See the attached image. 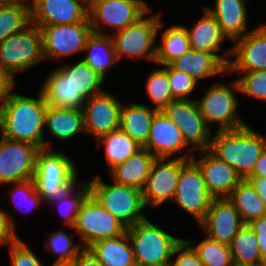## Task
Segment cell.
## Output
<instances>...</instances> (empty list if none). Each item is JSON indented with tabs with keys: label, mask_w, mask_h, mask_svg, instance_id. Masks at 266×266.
<instances>
[{
	"label": "cell",
	"mask_w": 266,
	"mask_h": 266,
	"mask_svg": "<svg viewBox=\"0 0 266 266\" xmlns=\"http://www.w3.org/2000/svg\"><path fill=\"white\" fill-rule=\"evenodd\" d=\"M46 106L41 91L34 99L11 90L0 112V136L50 149L43 133Z\"/></svg>",
	"instance_id": "6da1fadb"
},
{
	"label": "cell",
	"mask_w": 266,
	"mask_h": 266,
	"mask_svg": "<svg viewBox=\"0 0 266 266\" xmlns=\"http://www.w3.org/2000/svg\"><path fill=\"white\" fill-rule=\"evenodd\" d=\"M214 134L209 150L232 166L242 179H246L266 148V136L247 124L236 130L216 131Z\"/></svg>",
	"instance_id": "7a4b0ae2"
},
{
	"label": "cell",
	"mask_w": 266,
	"mask_h": 266,
	"mask_svg": "<svg viewBox=\"0 0 266 266\" xmlns=\"http://www.w3.org/2000/svg\"><path fill=\"white\" fill-rule=\"evenodd\" d=\"M77 172L75 163L66 154L51 148L40 149L33 177L36 191L44 202H50L78 182Z\"/></svg>",
	"instance_id": "3957f363"
},
{
	"label": "cell",
	"mask_w": 266,
	"mask_h": 266,
	"mask_svg": "<svg viewBox=\"0 0 266 266\" xmlns=\"http://www.w3.org/2000/svg\"><path fill=\"white\" fill-rule=\"evenodd\" d=\"M126 232L136 266H169L174 249L182 241L154 225L148 217L128 227Z\"/></svg>",
	"instance_id": "277c9868"
},
{
	"label": "cell",
	"mask_w": 266,
	"mask_h": 266,
	"mask_svg": "<svg viewBox=\"0 0 266 266\" xmlns=\"http://www.w3.org/2000/svg\"><path fill=\"white\" fill-rule=\"evenodd\" d=\"M87 183L94 200L127 228L147 218L141 190L115 182L106 184L100 176Z\"/></svg>",
	"instance_id": "5b68a950"
},
{
	"label": "cell",
	"mask_w": 266,
	"mask_h": 266,
	"mask_svg": "<svg viewBox=\"0 0 266 266\" xmlns=\"http://www.w3.org/2000/svg\"><path fill=\"white\" fill-rule=\"evenodd\" d=\"M43 61L42 36L37 25L31 23L24 30L11 34L0 42V72L13 81L15 73Z\"/></svg>",
	"instance_id": "8992f818"
},
{
	"label": "cell",
	"mask_w": 266,
	"mask_h": 266,
	"mask_svg": "<svg viewBox=\"0 0 266 266\" xmlns=\"http://www.w3.org/2000/svg\"><path fill=\"white\" fill-rule=\"evenodd\" d=\"M232 81L230 88L224 83L215 82L205 90L200 100L195 99L208 127L210 128L209 123H219L218 132L236 130L246 125L237 111L239 101L235 96V91L239 92V85L236 79Z\"/></svg>",
	"instance_id": "52a82bcc"
},
{
	"label": "cell",
	"mask_w": 266,
	"mask_h": 266,
	"mask_svg": "<svg viewBox=\"0 0 266 266\" xmlns=\"http://www.w3.org/2000/svg\"><path fill=\"white\" fill-rule=\"evenodd\" d=\"M161 13L147 18L143 15L134 24L110 35L118 62L124 56L128 58L144 57L155 62V42L164 24L160 18Z\"/></svg>",
	"instance_id": "ba28073f"
},
{
	"label": "cell",
	"mask_w": 266,
	"mask_h": 266,
	"mask_svg": "<svg viewBox=\"0 0 266 266\" xmlns=\"http://www.w3.org/2000/svg\"><path fill=\"white\" fill-rule=\"evenodd\" d=\"M74 230L82 240V246L88 248L99 240L125 233L127 227L89 195L80 207Z\"/></svg>",
	"instance_id": "9c48e42d"
},
{
	"label": "cell",
	"mask_w": 266,
	"mask_h": 266,
	"mask_svg": "<svg viewBox=\"0 0 266 266\" xmlns=\"http://www.w3.org/2000/svg\"><path fill=\"white\" fill-rule=\"evenodd\" d=\"M151 11L143 0H94L88 10V18L93 33L105 35L100 22L118 32Z\"/></svg>",
	"instance_id": "30bf717a"
},
{
	"label": "cell",
	"mask_w": 266,
	"mask_h": 266,
	"mask_svg": "<svg viewBox=\"0 0 266 266\" xmlns=\"http://www.w3.org/2000/svg\"><path fill=\"white\" fill-rule=\"evenodd\" d=\"M193 156V154L187 153L171 160L156 158L141 190L145 207L150 204L158 207L166 200L172 201L182 167Z\"/></svg>",
	"instance_id": "8fae6325"
},
{
	"label": "cell",
	"mask_w": 266,
	"mask_h": 266,
	"mask_svg": "<svg viewBox=\"0 0 266 266\" xmlns=\"http://www.w3.org/2000/svg\"><path fill=\"white\" fill-rule=\"evenodd\" d=\"M182 132L184 141L191 150L204 151L210 149L212 133L199 111L197 102L192 100H174L162 110Z\"/></svg>",
	"instance_id": "7c38bea8"
},
{
	"label": "cell",
	"mask_w": 266,
	"mask_h": 266,
	"mask_svg": "<svg viewBox=\"0 0 266 266\" xmlns=\"http://www.w3.org/2000/svg\"><path fill=\"white\" fill-rule=\"evenodd\" d=\"M42 36L43 56L59 59L82 52L93 33L90 22L38 26Z\"/></svg>",
	"instance_id": "4fadbf2b"
},
{
	"label": "cell",
	"mask_w": 266,
	"mask_h": 266,
	"mask_svg": "<svg viewBox=\"0 0 266 266\" xmlns=\"http://www.w3.org/2000/svg\"><path fill=\"white\" fill-rule=\"evenodd\" d=\"M212 200L200 168L192 159L188 160L182 167L172 202L194 216L199 224Z\"/></svg>",
	"instance_id": "5bb4252c"
},
{
	"label": "cell",
	"mask_w": 266,
	"mask_h": 266,
	"mask_svg": "<svg viewBox=\"0 0 266 266\" xmlns=\"http://www.w3.org/2000/svg\"><path fill=\"white\" fill-rule=\"evenodd\" d=\"M0 137V184L33 179L40 149L26 142Z\"/></svg>",
	"instance_id": "9a60e30c"
},
{
	"label": "cell",
	"mask_w": 266,
	"mask_h": 266,
	"mask_svg": "<svg viewBox=\"0 0 266 266\" xmlns=\"http://www.w3.org/2000/svg\"><path fill=\"white\" fill-rule=\"evenodd\" d=\"M117 95L101 92L86 99L82 108L85 133L95 141L103 135L119 129L122 102Z\"/></svg>",
	"instance_id": "2e32d148"
},
{
	"label": "cell",
	"mask_w": 266,
	"mask_h": 266,
	"mask_svg": "<svg viewBox=\"0 0 266 266\" xmlns=\"http://www.w3.org/2000/svg\"><path fill=\"white\" fill-rule=\"evenodd\" d=\"M228 72H252L266 70V24L248 31L243 37L234 41Z\"/></svg>",
	"instance_id": "e0dca14e"
},
{
	"label": "cell",
	"mask_w": 266,
	"mask_h": 266,
	"mask_svg": "<svg viewBox=\"0 0 266 266\" xmlns=\"http://www.w3.org/2000/svg\"><path fill=\"white\" fill-rule=\"evenodd\" d=\"M200 159L196 156L192 160L200 168L206 188L213 199L228 198L233 189L243 180L237 171L216 157L209 149L198 151Z\"/></svg>",
	"instance_id": "ac0fdd59"
},
{
	"label": "cell",
	"mask_w": 266,
	"mask_h": 266,
	"mask_svg": "<svg viewBox=\"0 0 266 266\" xmlns=\"http://www.w3.org/2000/svg\"><path fill=\"white\" fill-rule=\"evenodd\" d=\"M199 224L207 237L229 245L245 223L234 205L227 198H221L211 201Z\"/></svg>",
	"instance_id": "d6986e66"
},
{
	"label": "cell",
	"mask_w": 266,
	"mask_h": 266,
	"mask_svg": "<svg viewBox=\"0 0 266 266\" xmlns=\"http://www.w3.org/2000/svg\"><path fill=\"white\" fill-rule=\"evenodd\" d=\"M31 23L37 26L90 22L88 8L77 0H30Z\"/></svg>",
	"instance_id": "ffe728a7"
},
{
	"label": "cell",
	"mask_w": 266,
	"mask_h": 266,
	"mask_svg": "<svg viewBox=\"0 0 266 266\" xmlns=\"http://www.w3.org/2000/svg\"><path fill=\"white\" fill-rule=\"evenodd\" d=\"M228 55H232V47L223 55L190 49L168 65L173 69L186 73L199 84V80L204 78L214 77L222 73L225 75L228 72V64L231 60L230 57H225Z\"/></svg>",
	"instance_id": "44dd1931"
},
{
	"label": "cell",
	"mask_w": 266,
	"mask_h": 266,
	"mask_svg": "<svg viewBox=\"0 0 266 266\" xmlns=\"http://www.w3.org/2000/svg\"><path fill=\"white\" fill-rule=\"evenodd\" d=\"M187 147L179 127L162 110L157 111L143 148L149 150L156 158L169 159L172 154L179 153Z\"/></svg>",
	"instance_id": "7402d4cb"
},
{
	"label": "cell",
	"mask_w": 266,
	"mask_h": 266,
	"mask_svg": "<svg viewBox=\"0 0 266 266\" xmlns=\"http://www.w3.org/2000/svg\"><path fill=\"white\" fill-rule=\"evenodd\" d=\"M40 91L49 106L82 109L85 105L86 98L76 90L70 74H66L60 67L48 75Z\"/></svg>",
	"instance_id": "603a6c76"
},
{
	"label": "cell",
	"mask_w": 266,
	"mask_h": 266,
	"mask_svg": "<svg viewBox=\"0 0 266 266\" xmlns=\"http://www.w3.org/2000/svg\"><path fill=\"white\" fill-rule=\"evenodd\" d=\"M245 2V0H215L213 7H205L215 17L228 40L235 41L248 33V12Z\"/></svg>",
	"instance_id": "cb8c5ba5"
},
{
	"label": "cell",
	"mask_w": 266,
	"mask_h": 266,
	"mask_svg": "<svg viewBox=\"0 0 266 266\" xmlns=\"http://www.w3.org/2000/svg\"><path fill=\"white\" fill-rule=\"evenodd\" d=\"M155 160L156 157L142 147L124 162L110 169L112 180L117 184L142 190Z\"/></svg>",
	"instance_id": "d4e9b609"
},
{
	"label": "cell",
	"mask_w": 266,
	"mask_h": 266,
	"mask_svg": "<svg viewBox=\"0 0 266 266\" xmlns=\"http://www.w3.org/2000/svg\"><path fill=\"white\" fill-rule=\"evenodd\" d=\"M156 110L144 104H123L120 110L119 129L142 147L146 144Z\"/></svg>",
	"instance_id": "484cf974"
},
{
	"label": "cell",
	"mask_w": 266,
	"mask_h": 266,
	"mask_svg": "<svg viewBox=\"0 0 266 266\" xmlns=\"http://www.w3.org/2000/svg\"><path fill=\"white\" fill-rule=\"evenodd\" d=\"M127 232L114 237L99 240L88 249L102 266H136L134 252Z\"/></svg>",
	"instance_id": "4316f807"
},
{
	"label": "cell",
	"mask_w": 266,
	"mask_h": 266,
	"mask_svg": "<svg viewBox=\"0 0 266 266\" xmlns=\"http://www.w3.org/2000/svg\"><path fill=\"white\" fill-rule=\"evenodd\" d=\"M44 126L60 141H66L85 132L82 109L46 106Z\"/></svg>",
	"instance_id": "83f0119b"
},
{
	"label": "cell",
	"mask_w": 266,
	"mask_h": 266,
	"mask_svg": "<svg viewBox=\"0 0 266 266\" xmlns=\"http://www.w3.org/2000/svg\"><path fill=\"white\" fill-rule=\"evenodd\" d=\"M203 10V17L197 20V23L190 29L186 27L191 49L217 54L220 52L221 43L228 37L205 6H203Z\"/></svg>",
	"instance_id": "f1b7e54d"
},
{
	"label": "cell",
	"mask_w": 266,
	"mask_h": 266,
	"mask_svg": "<svg viewBox=\"0 0 266 266\" xmlns=\"http://www.w3.org/2000/svg\"><path fill=\"white\" fill-rule=\"evenodd\" d=\"M84 51L88 53L82 60L104 79H106V70L118 63L110 34L92 33L86 42Z\"/></svg>",
	"instance_id": "f546056e"
},
{
	"label": "cell",
	"mask_w": 266,
	"mask_h": 266,
	"mask_svg": "<svg viewBox=\"0 0 266 266\" xmlns=\"http://www.w3.org/2000/svg\"><path fill=\"white\" fill-rule=\"evenodd\" d=\"M239 212L242 221L249 224L252 220L266 216V205L252 183L243 179L227 198Z\"/></svg>",
	"instance_id": "4dcf8cb0"
},
{
	"label": "cell",
	"mask_w": 266,
	"mask_h": 266,
	"mask_svg": "<svg viewBox=\"0 0 266 266\" xmlns=\"http://www.w3.org/2000/svg\"><path fill=\"white\" fill-rule=\"evenodd\" d=\"M30 0H0V42L31 24Z\"/></svg>",
	"instance_id": "1f68e13d"
},
{
	"label": "cell",
	"mask_w": 266,
	"mask_h": 266,
	"mask_svg": "<svg viewBox=\"0 0 266 266\" xmlns=\"http://www.w3.org/2000/svg\"><path fill=\"white\" fill-rule=\"evenodd\" d=\"M163 31L162 45H156L155 63L165 66L188 52L191 45L186 26L173 25Z\"/></svg>",
	"instance_id": "d6a6232c"
},
{
	"label": "cell",
	"mask_w": 266,
	"mask_h": 266,
	"mask_svg": "<svg viewBox=\"0 0 266 266\" xmlns=\"http://www.w3.org/2000/svg\"><path fill=\"white\" fill-rule=\"evenodd\" d=\"M96 141L99 146L104 145L105 158L110 169L124 162L142 148L141 145L120 129L103 135Z\"/></svg>",
	"instance_id": "836d02e7"
},
{
	"label": "cell",
	"mask_w": 266,
	"mask_h": 266,
	"mask_svg": "<svg viewBox=\"0 0 266 266\" xmlns=\"http://www.w3.org/2000/svg\"><path fill=\"white\" fill-rule=\"evenodd\" d=\"M234 265H259L262 260L257 236L244 224L229 244Z\"/></svg>",
	"instance_id": "e575fe53"
},
{
	"label": "cell",
	"mask_w": 266,
	"mask_h": 266,
	"mask_svg": "<svg viewBox=\"0 0 266 266\" xmlns=\"http://www.w3.org/2000/svg\"><path fill=\"white\" fill-rule=\"evenodd\" d=\"M60 68L66 74H70L72 84L86 99L103 92L101 85L105 79L83 60L75 63V65L67 64Z\"/></svg>",
	"instance_id": "d590c367"
},
{
	"label": "cell",
	"mask_w": 266,
	"mask_h": 266,
	"mask_svg": "<svg viewBox=\"0 0 266 266\" xmlns=\"http://www.w3.org/2000/svg\"><path fill=\"white\" fill-rule=\"evenodd\" d=\"M76 183L72 185L67 191H65L62 195H60L58 198H55L54 200L50 201L60 203L59 210H61L60 213H63V216L65 218V224L74 229L77 215L80 211V207L84 200L90 195V189L89 185L86 182H80L78 185V191L77 194L74 196V188L76 187ZM74 198H73V197Z\"/></svg>",
	"instance_id": "8d00e7d4"
},
{
	"label": "cell",
	"mask_w": 266,
	"mask_h": 266,
	"mask_svg": "<svg viewBox=\"0 0 266 266\" xmlns=\"http://www.w3.org/2000/svg\"><path fill=\"white\" fill-rule=\"evenodd\" d=\"M146 91L150 100L155 104L154 108L158 111L163 110L174 101L167 74V65L149 73Z\"/></svg>",
	"instance_id": "74e56055"
},
{
	"label": "cell",
	"mask_w": 266,
	"mask_h": 266,
	"mask_svg": "<svg viewBox=\"0 0 266 266\" xmlns=\"http://www.w3.org/2000/svg\"><path fill=\"white\" fill-rule=\"evenodd\" d=\"M193 249L205 266H234L230 247L206 236Z\"/></svg>",
	"instance_id": "f35d334b"
},
{
	"label": "cell",
	"mask_w": 266,
	"mask_h": 266,
	"mask_svg": "<svg viewBox=\"0 0 266 266\" xmlns=\"http://www.w3.org/2000/svg\"><path fill=\"white\" fill-rule=\"evenodd\" d=\"M44 247L46 250L58 255L54 262H72L84 249L80 242L74 244L72 236L62 230L51 233Z\"/></svg>",
	"instance_id": "ab89813d"
},
{
	"label": "cell",
	"mask_w": 266,
	"mask_h": 266,
	"mask_svg": "<svg viewBox=\"0 0 266 266\" xmlns=\"http://www.w3.org/2000/svg\"><path fill=\"white\" fill-rule=\"evenodd\" d=\"M237 78L239 92L266 101V70L241 72Z\"/></svg>",
	"instance_id": "60d3db41"
},
{
	"label": "cell",
	"mask_w": 266,
	"mask_h": 266,
	"mask_svg": "<svg viewBox=\"0 0 266 266\" xmlns=\"http://www.w3.org/2000/svg\"><path fill=\"white\" fill-rule=\"evenodd\" d=\"M167 74L174 100H192L188 98L192 91L199 85L186 73L173 69L167 65Z\"/></svg>",
	"instance_id": "b9f144b4"
},
{
	"label": "cell",
	"mask_w": 266,
	"mask_h": 266,
	"mask_svg": "<svg viewBox=\"0 0 266 266\" xmlns=\"http://www.w3.org/2000/svg\"><path fill=\"white\" fill-rule=\"evenodd\" d=\"M13 185H16V186L15 187L13 186V189L10 191V192L13 191L12 201L15 204H17L18 202L22 200V203H24L23 205H25L24 206L25 210L27 209L26 213L29 212L28 210L29 207H30L29 209H31L33 207H38L40 205L42 198L39 196V194L36 191V187H35L33 179L24 181V182H17V183H14ZM20 203L18 204L20 205ZM23 205L21 206L22 208H23ZM22 208L20 209L22 210Z\"/></svg>",
	"instance_id": "7bdbcfd3"
},
{
	"label": "cell",
	"mask_w": 266,
	"mask_h": 266,
	"mask_svg": "<svg viewBox=\"0 0 266 266\" xmlns=\"http://www.w3.org/2000/svg\"><path fill=\"white\" fill-rule=\"evenodd\" d=\"M11 266H44L21 238L10 245Z\"/></svg>",
	"instance_id": "ee69618b"
},
{
	"label": "cell",
	"mask_w": 266,
	"mask_h": 266,
	"mask_svg": "<svg viewBox=\"0 0 266 266\" xmlns=\"http://www.w3.org/2000/svg\"><path fill=\"white\" fill-rule=\"evenodd\" d=\"M195 242L182 239L173 252V256L178 254L177 258L170 261L169 266H205L191 246Z\"/></svg>",
	"instance_id": "f6af8a7d"
},
{
	"label": "cell",
	"mask_w": 266,
	"mask_h": 266,
	"mask_svg": "<svg viewBox=\"0 0 266 266\" xmlns=\"http://www.w3.org/2000/svg\"><path fill=\"white\" fill-rule=\"evenodd\" d=\"M6 211H3V209H0V246L2 245H11L13 242H15L19 236L15 232L16 225L15 222H13L12 215Z\"/></svg>",
	"instance_id": "bcb514c9"
},
{
	"label": "cell",
	"mask_w": 266,
	"mask_h": 266,
	"mask_svg": "<svg viewBox=\"0 0 266 266\" xmlns=\"http://www.w3.org/2000/svg\"><path fill=\"white\" fill-rule=\"evenodd\" d=\"M249 226L257 236L262 259L266 258V216L252 220Z\"/></svg>",
	"instance_id": "7dc6e473"
},
{
	"label": "cell",
	"mask_w": 266,
	"mask_h": 266,
	"mask_svg": "<svg viewBox=\"0 0 266 266\" xmlns=\"http://www.w3.org/2000/svg\"><path fill=\"white\" fill-rule=\"evenodd\" d=\"M74 266H102L93 253L84 248L73 261Z\"/></svg>",
	"instance_id": "c3c4849f"
},
{
	"label": "cell",
	"mask_w": 266,
	"mask_h": 266,
	"mask_svg": "<svg viewBox=\"0 0 266 266\" xmlns=\"http://www.w3.org/2000/svg\"><path fill=\"white\" fill-rule=\"evenodd\" d=\"M15 81H13L8 75L0 72V112L6 101L8 93L15 88Z\"/></svg>",
	"instance_id": "681fc988"
},
{
	"label": "cell",
	"mask_w": 266,
	"mask_h": 266,
	"mask_svg": "<svg viewBox=\"0 0 266 266\" xmlns=\"http://www.w3.org/2000/svg\"><path fill=\"white\" fill-rule=\"evenodd\" d=\"M247 178H266V148L260 154L253 172Z\"/></svg>",
	"instance_id": "f907efd6"
},
{
	"label": "cell",
	"mask_w": 266,
	"mask_h": 266,
	"mask_svg": "<svg viewBox=\"0 0 266 266\" xmlns=\"http://www.w3.org/2000/svg\"><path fill=\"white\" fill-rule=\"evenodd\" d=\"M255 187L260 198L266 205V178H246Z\"/></svg>",
	"instance_id": "816d5d0a"
},
{
	"label": "cell",
	"mask_w": 266,
	"mask_h": 266,
	"mask_svg": "<svg viewBox=\"0 0 266 266\" xmlns=\"http://www.w3.org/2000/svg\"><path fill=\"white\" fill-rule=\"evenodd\" d=\"M52 266H74L72 262H53Z\"/></svg>",
	"instance_id": "f5cc1de1"
},
{
	"label": "cell",
	"mask_w": 266,
	"mask_h": 266,
	"mask_svg": "<svg viewBox=\"0 0 266 266\" xmlns=\"http://www.w3.org/2000/svg\"><path fill=\"white\" fill-rule=\"evenodd\" d=\"M77 1L84 4L88 9L91 7L92 3L94 2V0H77Z\"/></svg>",
	"instance_id": "db71d44e"
},
{
	"label": "cell",
	"mask_w": 266,
	"mask_h": 266,
	"mask_svg": "<svg viewBox=\"0 0 266 266\" xmlns=\"http://www.w3.org/2000/svg\"><path fill=\"white\" fill-rule=\"evenodd\" d=\"M258 266H266V258L262 259Z\"/></svg>",
	"instance_id": "11a10c76"
},
{
	"label": "cell",
	"mask_w": 266,
	"mask_h": 266,
	"mask_svg": "<svg viewBox=\"0 0 266 266\" xmlns=\"http://www.w3.org/2000/svg\"><path fill=\"white\" fill-rule=\"evenodd\" d=\"M234 266H258V265H234Z\"/></svg>",
	"instance_id": "9f6ffc18"
}]
</instances>
